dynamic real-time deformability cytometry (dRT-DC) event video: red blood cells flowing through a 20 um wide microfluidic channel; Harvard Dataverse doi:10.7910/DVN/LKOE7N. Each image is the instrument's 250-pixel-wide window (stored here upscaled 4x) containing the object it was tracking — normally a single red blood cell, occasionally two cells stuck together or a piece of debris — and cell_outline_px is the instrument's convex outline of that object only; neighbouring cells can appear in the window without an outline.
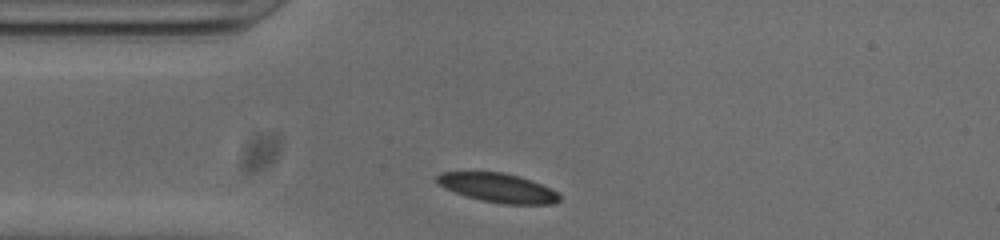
{"species": "common noctule bat (a hibernating species)", "species_latin": "Nyctalus noctula", "temperature_condition": "cold", "stored_images_in_passage": 32, "camera_frame_rate_fps": 3000, "um_per_image_px": 0.085, "animal": {"sex": "male", "body_mass_g": 20.0, "forearm_length_mm": 53.3}, "frame": {"image": 1, "passage_image": 3, "time_ms": 0.667, "image_size_px": [1000, 240], "cell_outline_px": [[560, 200], [552, 204], [504, 204], [480, 200], [444, 188], [436, 180], [436, 176], [444, 172], [504, 172], [540, 184], [556, 192], [560, 196]], "centroid_in_image_um": [42.31, 15.97], "position_along_channel_um": 42.7, "area_um2": 20.29}}
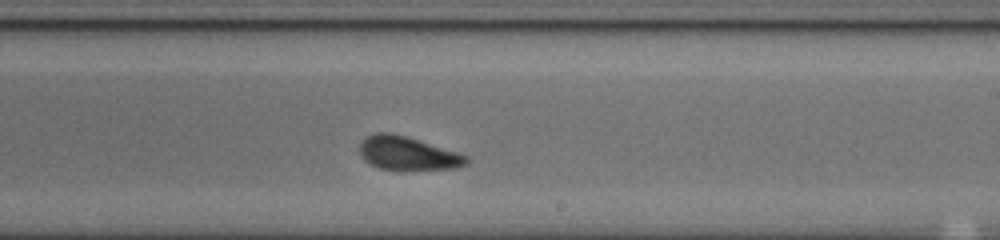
{"frame": {"image": 2, "passage_image": 21, "time_ms": 6.667, "image_size_px": [1000, 240], "cell_outline_px": [[468, 164], [452, 168], [404, 172], [396, 172], [380, 168], [364, 160], [360, 152], [360, 144], [368, 136], [376, 132], [388, 132], [404, 136], [456, 152], [468, 156]], "centroid_in_image_um": [34.64, 13.09], "position_along_channel_um": 254.4, "area_um2": 20.98}}
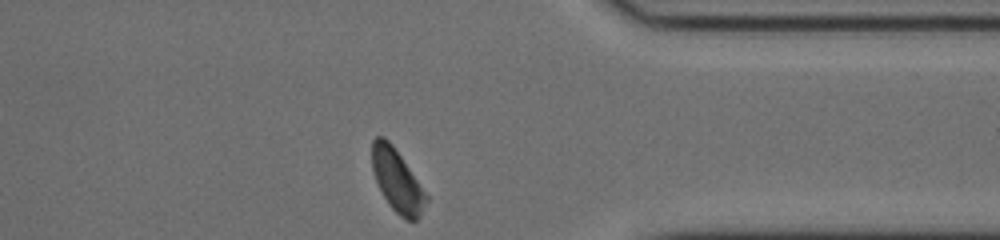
{"frame": {"image": 3, "passage_image": 32, "time_ms": 10.333, "image_size_px": [1000, 240], "cell_outline_px": [[428, 200], [420, 216], [416, 220], [408, 220], [400, 216], [388, 204], [376, 180], [372, 168], [372, 140], [376, 136], [384, 136], [392, 144], [428, 196]], "centroid_in_image_um": [33.75, 15.35], "position_along_channel_um": 377.6, "area_um2": 19.36}, "authors_computed_cell_mechanics": {"area_um2": 21.2704, "velocity_mm_per_s": 3.745, "shape_relaxation_time_tau1_ms": 2.5678, "shape_relaxation_time_tau2_ms": 3.2917, "deformation_change_tau1": 0.1192, "deformation_change_tau2": 0.0873}}